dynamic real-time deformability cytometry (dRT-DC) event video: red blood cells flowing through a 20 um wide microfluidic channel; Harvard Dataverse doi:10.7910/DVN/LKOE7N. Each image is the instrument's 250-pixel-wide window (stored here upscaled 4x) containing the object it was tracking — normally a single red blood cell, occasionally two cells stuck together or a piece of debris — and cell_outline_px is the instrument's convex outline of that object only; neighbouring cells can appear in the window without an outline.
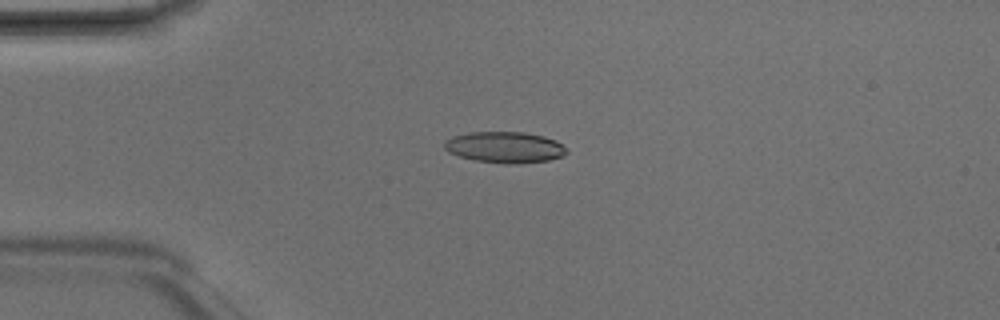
{"species": "Egyptian fruit bat (a non-hibernating species)", "species_latin": "Rousettus aegyptiacus", "temperature_condition": "room temperature", "stored_images_in_passage": 6, "camera_frame_rate_fps": 3000, "um_per_image_px": 0.085, "animal": {"sex": "male"}, "frame": {"image": 1, "passage_image": 4, "time_ms": 1.0, "image_size_px": [1000, 320], "cell_outline_px": [[568, 152], [564, 156], [548, 160], [516, 164], [508, 164], [476, 160], [460, 156], [448, 152], [444, 148], [444, 144], [452, 136], [468, 132], [524, 132], [544, 136], [556, 140], [568, 148]], "centroid_in_image_um": [42.96, 12.51], "position_along_channel_um": 42.0, "area_um2": 22.25}}